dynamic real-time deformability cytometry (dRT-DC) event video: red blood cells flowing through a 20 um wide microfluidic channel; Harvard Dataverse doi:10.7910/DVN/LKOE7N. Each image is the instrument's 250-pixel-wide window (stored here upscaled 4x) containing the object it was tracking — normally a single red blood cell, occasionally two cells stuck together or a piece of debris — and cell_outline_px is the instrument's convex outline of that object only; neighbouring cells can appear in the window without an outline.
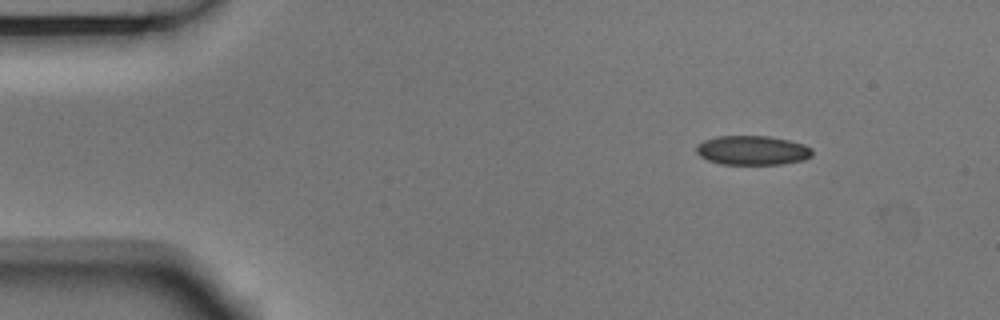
{"species": "Egyptian fruit bat (a non-hibernating species)", "species_latin": "Rousettus aegyptiacus", "temperature_condition": "room temperature", "stored_images_in_passage": 3, "segment_of_instrument_passage": [2, 2], "camera_frame_rate_fps": 3000, "um_per_image_px": 0.085, "animal": {"sex": "male"}, "frame": {"image": 1, "passage_image": 3, "time_ms": 0.667, "image_size_px": [1000, 320], "cell_outline_px": [[812, 156], [804, 160], [780, 164], [720, 164], [708, 160], [700, 156], [696, 152], [696, 144], [704, 140], [716, 136], [768, 136], [788, 140], [804, 144], [812, 148]], "centroid_in_image_um": [63.94, 12.77], "position_along_channel_um": 21.1, "area_um2": 19.88}}